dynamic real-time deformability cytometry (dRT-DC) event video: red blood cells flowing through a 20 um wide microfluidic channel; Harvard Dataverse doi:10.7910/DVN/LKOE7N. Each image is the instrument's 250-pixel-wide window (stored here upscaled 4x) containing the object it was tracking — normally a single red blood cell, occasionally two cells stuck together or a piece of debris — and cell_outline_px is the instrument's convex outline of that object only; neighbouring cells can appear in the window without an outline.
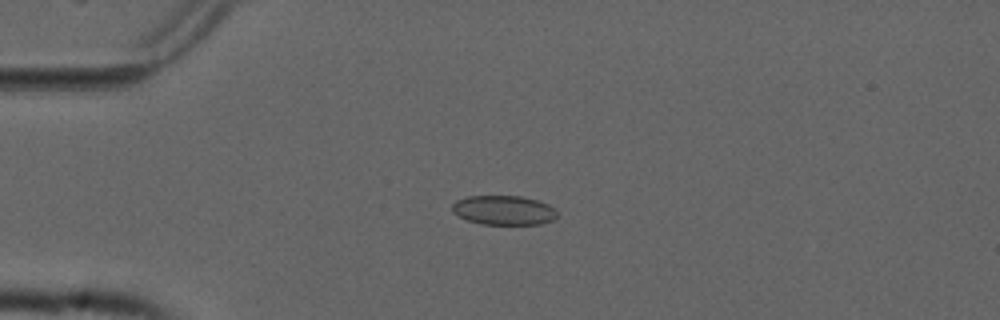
{"species": "common noctule bat (a hibernating species)", "species_latin": "Nyctalus noctula", "temperature_condition": "cold", "stored_images_in_passage": 47, "camera_frame_rate_fps": 3000, "um_per_image_px": 0.085, "animal": {"sex": "male", "forearm_length_mm": 52.5}, "frame": {"image": 1, "passage_image": 6, "time_ms": 1.667, "image_size_px": [1000, 320], "cell_outline_px": [[556, 216], [552, 220], [540, 224], [480, 224], [468, 220], [452, 212], [452, 204], [456, 200], [468, 196], [520, 196], [536, 200], [548, 204], [556, 208]], "centroid_in_image_um": [42.81, 17.86], "position_along_channel_um": 42.2, "area_um2": 17.92}}
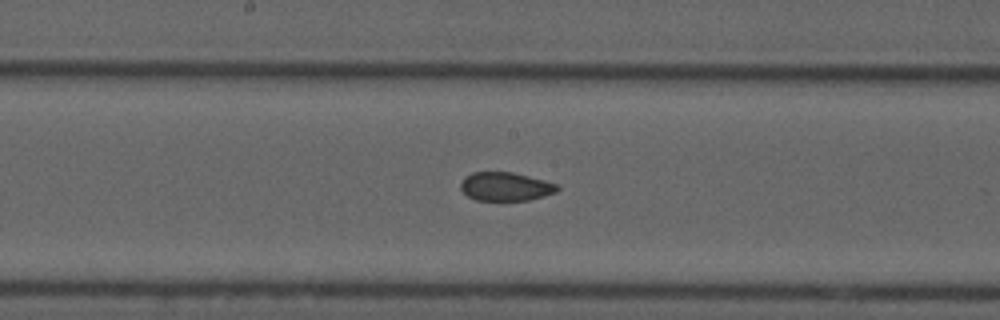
{"frame": {"image": 2, "passage_image": 21, "time_ms": 6.667, "image_size_px": [1000, 320], "cell_outline_px": [[560, 188], [556, 192], [544, 196], [528, 200], [476, 200], [468, 196], [460, 188], [460, 184], [464, 176], [472, 172], [512, 172], [560, 184]], "centroid_in_image_um": [42.98, 15.85], "position_along_channel_um": 205.2, "area_um2": 16.18}}
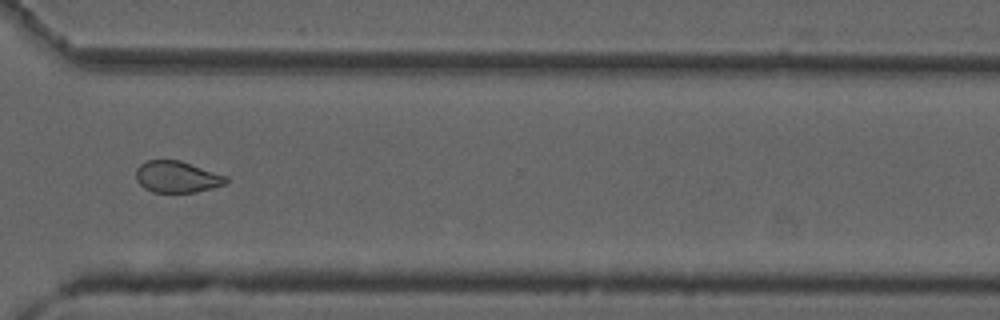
{"frame": {"image": 3, "passage_image": 33, "time_ms": 10.667, "image_size_px": [1000, 320], "cell_outline_px": [[228, 180], [224, 184], [212, 188], [196, 192], [152, 192], [144, 188], [136, 180], [136, 168], [140, 164], [148, 160], [180, 160], [228, 176]], "centroid_in_image_um": [15.04, 15.03], "position_along_channel_um": 355.6, "area_um2": 16.59}, "authors_computed_cell_mechanics": {"area_um2": 17.5134, "velocity_mm_per_s": 3.7745, "shape_relaxation_time_tau1_ms": null, "shape_relaxation_time_tau2_ms": 1.8492, "deformation_change_tau1": null, "deformation_change_tau2": 0.0593}}